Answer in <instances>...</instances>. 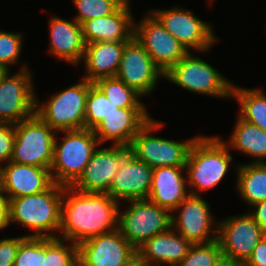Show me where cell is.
Returning a JSON list of instances; mask_svg holds the SVG:
<instances>
[{"label":"cell","instance_id":"obj_4","mask_svg":"<svg viewBox=\"0 0 266 266\" xmlns=\"http://www.w3.org/2000/svg\"><path fill=\"white\" fill-rule=\"evenodd\" d=\"M65 133L61 145L55 138L50 171L56 172V176L51 175L54 183L71 186L83 173L99 142L92 129L68 130Z\"/></svg>","mask_w":266,"mask_h":266},{"label":"cell","instance_id":"obj_23","mask_svg":"<svg viewBox=\"0 0 266 266\" xmlns=\"http://www.w3.org/2000/svg\"><path fill=\"white\" fill-rule=\"evenodd\" d=\"M128 41H101L85 46V79L95 83L98 79L115 77L118 71L124 46Z\"/></svg>","mask_w":266,"mask_h":266},{"label":"cell","instance_id":"obj_5","mask_svg":"<svg viewBox=\"0 0 266 266\" xmlns=\"http://www.w3.org/2000/svg\"><path fill=\"white\" fill-rule=\"evenodd\" d=\"M55 131L36 113L15 124V141L10 161L50 169Z\"/></svg>","mask_w":266,"mask_h":266},{"label":"cell","instance_id":"obj_11","mask_svg":"<svg viewBox=\"0 0 266 266\" xmlns=\"http://www.w3.org/2000/svg\"><path fill=\"white\" fill-rule=\"evenodd\" d=\"M0 79V123L17 124L35 114L36 96L26 66L18 75Z\"/></svg>","mask_w":266,"mask_h":266},{"label":"cell","instance_id":"obj_34","mask_svg":"<svg viewBox=\"0 0 266 266\" xmlns=\"http://www.w3.org/2000/svg\"><path fill=\"white\" fill-rule=\"evenodd\" d=\"M45 237H20V245L13 266H42Z\"/></svg>","mask_w":266,"mask_h":266},{"label":"cell","instance_id":"obj_39","mask_svg":"<svg viewBox=\"0 0 266 266\" xmlns=\"http://www.w3.org/2000/svg\"><path fill=\"white\" fill-rule=\"evenodd\" d=\"M252 206H255V208H257L251 215L253 216L254 220L259 224L261 229L266 233V199Z\"/></svg>","mask_w":266,"mask_h":266},{"label":"cell","instance_id":"obj_20","mask_svg":"<svg viewBox=\"0 0 266 266\" xmlns=\"http://www.w3.org/2000/svg\"><path fill=\"white\" fill-rule=\"evenodd\" d=\"M150 120L145 108H118L111 112L93 129L99 143L114 140V145L129 147L132 139Z\"/></svg>","mask_w":266,"mask_h":266},{"label":"cell","instance_id":"obj_26","mask_svg":"<svg viewBox=\"0 0 266 266\" xmlns=\"http://www.w3.org/2000/svg\"><path fill=\"white\" fill-rule=\"evenodd\" d=\"M238 192L251 206L266 199V163L238 166Z\"/></svg>","mask_w":266,"mask_h":266},{"label":"cell","instance_id":"obj_40","mask_svg":"<svg viewBox=\"0 0 266 266\" xmlns=\"http://www.w3.org/2000/svg\"><path fill=\"white\" fill-rule=\"evenodd\" d=\"M241 262L235 260L234 258L221 254L220 257L215 262L214 266H239Z\"/></svg>","mask_w":266,"mask_h":266},{"label":"cell","instance_id":"obj_24","mask_svg":"<svg viewBox=\"0 0 266 266\" xmlns=\"http://www.w3.org/2000/svg\"><path fill=\"white\" fill-rule=\"evenodd\" d=\"M191 245L182 235H176L171 227L147 240L136 251L150 266L154 262L176 266L186 257Z\"/></svg>","mask_w":266,"mask_h":266},{"label":"cell","instance_id":"obj_21","mask_svg":"<svg viewBox=\"0 0 266 266\" xmlns=\"http://www.w3.org/2000/svg\"><path fill=\"white\" fill-rule=\"evenodd\" d=\"M131 15L126 0L114 13L85 21L81 25L85 43L130 41L134 33Z\"/></svg>","mask_w":266,"mask_h":266},{"label":"cell","instance_id":"obj_29","mask_svg":"<svg viewBox=\"0 0 266 266\" xmlns=\"http://www.w3.org/2000/svg\"><path fill=\"white\" fill-rule=\"evenodd\" d=\"M95 84L118 108H144L138 101L141 95L116 77L101 78Z\"/></svg>","mask_w":266,"mask_h":266},{"label":"cell","instance_id":"obj_9","mask_svg":"<svg viewBox=\"0 0 266 266\" xmlns=\"http://www.w3.org/2000/svg\"><path fill=\"white\" fill-rule=\"evenodd\" d=\"M165 78L195 93L212 96H232V84L211 65L189 52L165 74Z\"/></svg>","mask_w":266,"mask_h":266},{"label":"cell","instance_id":"obj_43","mask_svg":"<svg viewBox=\"0 0 266 266\" xmlns=\"http://www.w3.org/2000/svg\"><path fill=\"white\" fill-rule=\"evenodd\" d=\"M8 225V215L7 212H0V229Z\"/></svg>","mask_w":266,"mask_h":266},{"label":"cell","instance_id":"obj_13","mask_svg":"<svg viewBox=\"0 0 266 266\" xmlns=\"http://www.w3.org/2000/svg\"><path fill=\"white\" fill-rule=\"evenodd\" d=\"M222 254L244 263L257 244L266 236L250 214L221 222L216 229Z\"/></svg>","mask_w":266,"mask_h":266},{"label":"cell","instance_id":"obj_28","mask_svg":"<svg viewBox=\"0 0 266 266\" xmlns=\"http://www.w3.org/2000/svg\"><path fill=\"white\" fill-rule=\"evenodd\" d=\"M240 102V117L266 132V95L261 90L232 88V96Z\"/></svg>","mask_w":266,"mask_h":266},{"label":"cell","instance_id":"obj_44","mask_svg":"<svg viewBox=\"0 0 266 266\" xmlns=\"http://www.w3.org/2000/svg\"><path fill=\"white\" fill-rule=\"evenodd\" d=\"M7 72V70L0 65V79L5 75V73Z\"/></svg>","mask_w":266,"mask_h":266},{"label":"cell","instance_id":"obj_1","mask_svg":"<svg viewBox=\"0 0 266 266\" xmlns=\"http://www.w3.org/2000/svg\"><path fill=\"white\" fill-rule=\"evenodd\" d=\"M64 192L66 196L69 192L70 196L65 198L63 194L62 197L59 228L63 232L62 239L79 245L87 239L117 229L118 201L110 195L84 193L70 186H64ZM71 193L75 195L71 196Z\"/></svg>","mask_w":266,"mask_h":266},{"label":"cell","instance_id":"obj_41","mask_svg":"<svg viewBox=\"0 0 266 266\" xmlns=\"http://www.w3.org/2000/svg\"><path fill=\"white\" fill-rule=\"evenodd\" d=\"M123 266H150V265L146 263L138 253H136Z\"/></svg>","mask_w":266,"mask_h":266},{"label":"cell","instance_id":"obj_2","mask_svg":"<svg viewBox=\"0 0 266 266\" xmlns=\"http://www.w3.org/2000/svg\"><path fill=\"white\" fill-rule=\"evenodd\" d=\"M63 193L64 186L53 183L41 193L8 199V225L17 221L36 231L27 237L55 238L42 232L59 230Z\"/></svg>","mask_w":266,"mask_h":266},{"label":"cell","instance_id":"obj_22","mask_svg":"<svg viewBox=\"0 0 266 266\" xmlns=\"http://www.w3.org/2000/svg\"><path fill=\"white\" fill-rule=\"evenodd\" d=\"M183 169L185 166L153 168L148 199L161 208L174 211L190 194L186 191V180L181 174Z\"/></svg>","mask_w":266,"mask_h":266},{"label":"cell","instance_id":"obj_42","mask_svg":"<svg viewBox=\"0 0 266 266\" xmlns=\"http://www.w3.org/2000/svg\"><path fill=\"white\" fill-rule=\"evenodd\" d=\"M3 190L0 187V212H7V207H8V200L7 198L3 195Z\"/></svg>","mask_w":266,"mask_h":266},{"label":"cell","instance_id":"obj_33","mask_svg":"<svg viewBox=\"0 0 266 266\" xmlns=\"http://www.w3.org/2000/svg\"><path fill=\"white\" fill-rule=\"evenodd\" d=\"M126 0H73L79 14L73 20L85 21L114 13Z\"/></svg>","mask_w":266,"mask_h":266},{"label":"cell","instance_id":"obj_32","mask_svg":"<svg viewBox=\"0 0 266 266\" xmlns=\"http://www.w3.org/2000/svg\"><path fill=\"white\" fill-rule=\"evenodd\" d=\"M221 254L218 239L208 243L192 244L186 257L176 266H214Z\"/></svg>","mask_w":266,"mask_h":266},{"label":"cell","instance_id":"obj_7","mask_svg":"<svg viewBox=\"0 0 266 266\" xmlns=\"http://www.w3.org/2000/svg\"><path fill=\"white\" fill-rule=\"evenodd\" d=\"M91 84L84 78L40 107L36 100L35 113L55 132L85 129L86 100Z\"/></svg>","mask_w":266,"mask_h":266},{"label":"cell","instance_id":"obj_30","mask_svg":"<svg viewBox=\"0 0 266 266\" xmlns=\"http://www.w3.org/2000/svg\"><path fill=\"white\" fill-rule=\"evenodd\" d=\"M118 107L110 102L104 92L95 84L90 85L85 111V129H94L98 123Z\"/></svg>","mask_w":266,"mask_h":266},{"label":"cell","instance_id":"obj_38","mask_svg":"<svg viewBox=\"0 0 266 266\" xmlns=\"http://www.w3.org/2000/svg\"><path fill=\"white\" fill-rule=\"evenodd\" d=\"M245 263L249 266H266V236L257 244Z\"/></svg>","mask_w":266,"mask_h":266},{"label":"cell","instance_id":"obj_45","mask_svg":"<svg viewBox=\"0 0 266 266\" xmlns=\"http://www.w3.org/2000/svg\"><path fill=\"white\" fill-rule=\"evenodd\" d=\"M239 266H249V265L244 262V263H240Z\"/></svg>","mask_w":266,"mask_h":266},{"label":"cell","instance_id":"obj_19","mask_svg":"<svg viewBox=\"0 0 266 266\" xmlns=\"http://www.w3.org/2000/svg\"><path fill=\"white\" fill-rule=\"evenodd\" d=\"M180 215L174 217L172 215L171 224L172 227L177 226L175 232L182 235L191 244L208 243L217 239V236L209 238L210 226L212 225V215L209 212L208 204L201 199V197L190 191V194L179 204L175 209H180Z\"/></svg>","mask_w":266,"mask_h":266},{"label":"cell","instance_id":"obj_17","mask_svg":"<svg viewBox=\"0 0 266 266\" xmlns=\"http://www.w3.org/2000/svg\"><path fill=\"white\" fill-rule=\"evenodd\" d=\"M152 173L151 166L129 153L122 160L107 194L116 201L147 199L152 185Z\"/></svg>","mask_w":266,"mask_h":266},{"label":"cell","instance_id":"obj_37","mask_svg":"<svg viewBox=\"0 0 266 266\" xmlns=\"http://www.w3.org/2000/svg\"><path fill=\"white\" fill-rule=\"evenodd\" d=\"M20 245L19 238L0 240V266H13Z\"/></svg>","mask_w":266,"mask_h":266},{"label":"cell","instance_id":"obj_8","mask_svg":"<svg viewBox=\"0 0 266 266\" xmlns=\"http://www.w3.org/2000/svg\"><path fill=\"white\" fill-rule=\"evenodd\" d=\"M161 125L150 119L132 139L130 153L152 168L186 166L190 147L196 138L182 143L148 135Z\"/></svg>","mask_w":266,"mask_h":266},{"label":"cell","instance_id":"obj_16","mask_svg":"<svg viewBox=\"0 0 266 266\" xmlns=\"http://www.w3.org/2000/svg\"><path fill=\"white\" fill-rule=\"evenodd\" d=\"M160 24L186 49L207 50L214 38L209 24L202 22L193 13L183 9H171L152 12ZM215 39V40H214Z\"/></svg>","mask_w":266,"mask_h":266},{"label":"cell","instance_id":"obj_27","mask_svg":"<svg viewBox=\"0 0 266 266\" xmlns=\"http://www.w3.org/2000/svg\"><path fill=\"white\" fill-rule=\"evenodd\" d=\"M234 128L229 145L248 155L259 157L260 161L255 163H263L261 160L266 158V132L240 116Z\"/></svg>","mask_w":266,"mask_h":266},{"label":"cell","instance_id":"obj_18","mask_svg":"<svg viewBox=\"0 0 266 266\" xmlns=\"http://www.w3.org/2000/svg\"><path fill=\"white\" fill-rule=\"evenodd\" d=\"M6 167H0V187L10 198L41 193L54 182L50 169L32 165L8 162Z\"/></svg>","mask_w":266,"mask_h":266},{"label":"cell","instance_id":"obj_25","mask_svg":"<svg viewBox=\"0 0 266 266\" xmlns=\"http://www.w3.org/2000/svg\"><path fill=\"white\" fill-rule=\"evenodd\" d=\"M50 27V52L58 58L77 64L84 57L86 46L81 25L76 20L68 22L59 17H53Z\"/></svg>","mask_w":266,"mask_h":266},{"label":"cell","instance_id":"obj_14","mask_svg":"<svg viewBox=\"0 0 266 266\" xmlns=\"http://www.w3.org/2000/svg\"><path fill=\"white\" fill-rule=\"evenodd\" d=\"M137 253L115 229L78 245V266H123Z\"/></svg>","mask_w":266,"mask_h":266},{"label":"cell","instance_id":"obj_10","mask_svg":"<svg viewBox=\"0 0 266 266\" xmlns=\"http://www.w3.org/2000/svg\"><path fill=\"white\" fill-rule=\"evenodd\" d=\"M133 37L164 74L189 52L153 15L134 25Z\"/></svg>","mask_w":266,"mask_h":266},{"label":"cell","instance_id":"obj_35","mask_svg":"<svg viewBox=\"0 0 266 266\" xmlns=\"http://www.w3.org/2000/svg\"><path fill=\"white\" fill-rule=\"evenodd\" d=\"M21 38L20 34L0 31V65L7 71L9 64L17 62L21 51Z\"/></svg>","mask_w":266,"mask_h":266},{"label":"cell","instance_id":"obj_3","mask_svg":"<svg viewBox=\"0 0 266 266\" xmlns=\"http://www.w3.org/2000/svg\"><path fill=\"white\" fill-rule=\"evenodd\" d=\"M217 137H198L192 143L185 169L191 186L208 190L217 185L225 176L232 156Z\"/></svg>","mask_w":266,"mask_h":266},{"label":"cell","instance_id":"obj_15","mask_svg":"<svg viewBox=\"0 0 266 266\" xmlns=\"http://www.w3.org/2000/svg\"><path fill=\"white\" fill-rule=\"evenodd\" d=\"M161 75L164 73L134 37L125 44L116 78L144 96L151 93Z\"/></svg>","mask_w":266,"mask_h":266},{"label":"cell","instance_id":"obj_31","mask_svg":"<svg viewBox=\"0 0 266 266\" xmlns=\"http://www.w3.org/2000/svg\"><path fill=\"white\" fill-rule=\"evenodd\" d=\"M42 266H78V245L67 247L59 237H45Z\"/></svg>","mask_w":266,"mask_h":266},{"label":"cell","instance_id":"obj_36","mask_svg":"<svg viewBox=\"0 0 266 266\" xmlns=\"http://www.w3.org/2000/svg\"><path fill=\"white\" fill-rule=\"evenodd\" d=\"M14 141L15 125L0 123V161H10L13 152Z\"/></svg>","mask_w":266,"mask_h":266},{"label":"cell","instance_id":"obj_12","mask_svg":"<svg viewBox=\"0 0 266 266\" xmlns=\"http://www.w3.org/2000/svg\"><path fill=\"white\" fill-rule=\"evenodd\" d=\"M130 153L123 145L95 150L81 176L70 186L84 193H107L122 160Z\"/></svg>","mask_w":266,"mask_h":266},{"label":"cell","instance_id":"obj_6","mask_svg":"<svg viewBox=\"0 0 266 266\" xmlns=\"http://www.w3.org/2000/svg\"><path fill=\"white\" fill-rule=\"evenodd\" d=\"M132 204L123 214L118 213V231L137 250L153 236L172 227L169 211L150 199L130 201Z\"/></svg>","mask_w":266,"mask_h":266}]
</instances>
